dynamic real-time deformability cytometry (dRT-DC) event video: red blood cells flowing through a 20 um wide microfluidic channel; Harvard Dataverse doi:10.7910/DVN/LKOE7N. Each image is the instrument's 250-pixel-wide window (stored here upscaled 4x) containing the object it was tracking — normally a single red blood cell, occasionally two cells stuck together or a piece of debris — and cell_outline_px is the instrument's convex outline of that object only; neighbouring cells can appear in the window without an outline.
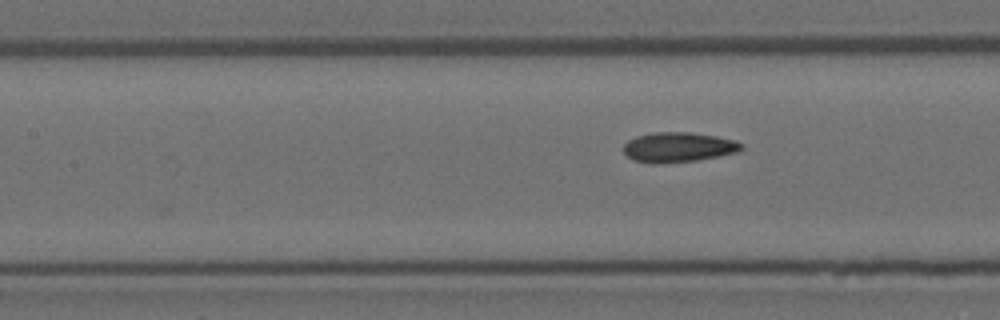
{"species": "Egyptian fruit bat (a non-hibernating species)", "species_latin": "Rousettus aegyptiacus", "temperature_condition": "room temperature", "stored_images_in_passage": 6, "camera_frame_rate_fps": 3000, "um_per_image_px": 0.085, "animal": {"sex": "female"}, "frame": {"image": 1, "passage_image": 6, "time_ms": 1.667, "image_size_px": [1000, 320], "cell_outline_px": [[744, 148], [736, 152], [696, 160], [656, 164], [632, 160], [624, 152], [624, 144], [628, 140], [636, 136], [652, 132], [688, 132], [716, 136], [736, 140], [744, 144]], "centroid_in_image_um": [57.65, 12.5], "position_along_channel_um": 149.8, "area_um2": 20.52}}